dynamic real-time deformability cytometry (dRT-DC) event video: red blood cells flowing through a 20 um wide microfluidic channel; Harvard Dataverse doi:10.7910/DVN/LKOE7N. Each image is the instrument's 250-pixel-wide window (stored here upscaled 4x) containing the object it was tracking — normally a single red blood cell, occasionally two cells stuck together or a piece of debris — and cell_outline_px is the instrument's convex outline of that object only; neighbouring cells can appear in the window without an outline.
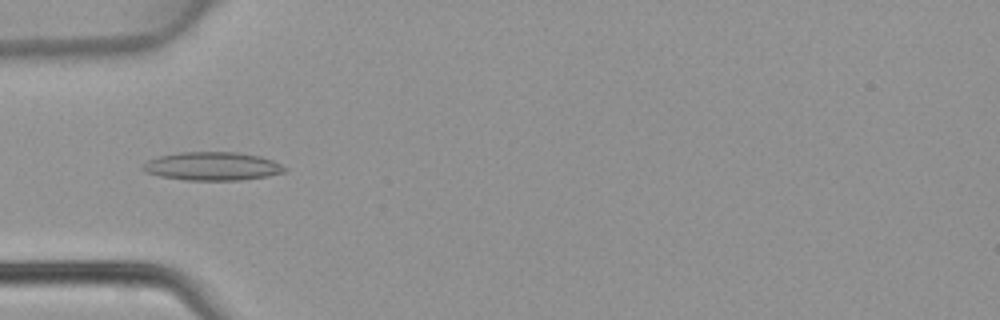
{"species": "common noctule bat (a hibernating species)", "species_latin": "Nyctalus noctula", "temperature_condition": "warm", "stored_images_in_passage": 33, "camera_frame_rate_fps": 3000, "um_per_image_px": 0.085, "animal": {"sex": "female", "body_mass_g": 22.7, "forearm_length_mm": 54.2}, "frame": {"image": 1, "passage_image": 8, "time_ms": 2.333, "image_size_px": [1000, 320], "cell_outline_px": [[288, 168], [284, 172], [268, 176], [240, 180], [184, 180], [160, 176], [144, 172], [140, 168], [148, 160], [160, 156], [180, 152], [236, 152], [260, 156], [272, 160]], "centroid_in_image_um": [18.04, 14.13], "position_along_channel_um": 67.0, "area_um2": 23.47}}
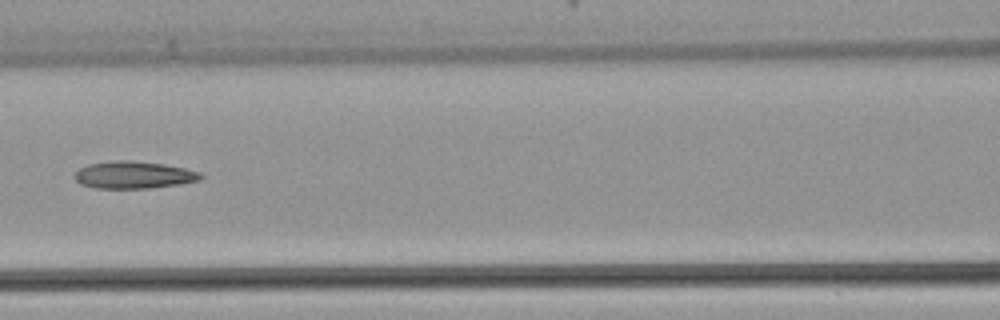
{"frame": {"image": 2, "passage_image": 14, "time_ms": 4.333, "image_size_px": [1000, 320], "cell_outline_px": [[204, 176], [200, 180], [180, 184], [152, 188], [96, 188], [80, 184], [76, 180], [76, 172], [80, 168], [88, 164], [116, 160], [132, 160], [160, 164], [184, 168], [200, 172]], "centroid_in_image_um": [11.38, 14.87], "position_along_channel_um": 155.2, "area_um2": 19.88}}
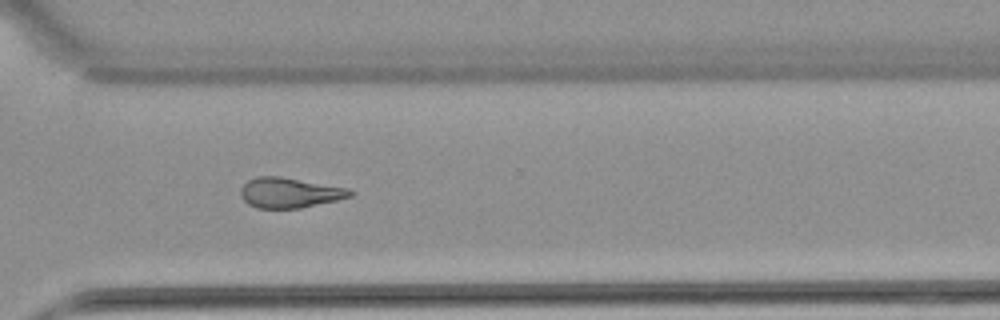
{"frame": {"image": 3, "passage_image": 27, "time_ms": 8.667, "image_size_px": [1000, 320], "cell_outline_px": [[352, 196], [336, 200], [300, 208], [256, 208], [248, 204], [240, 196], [240, 188], [248, 180], [256, 176], [280, 176], [348, 188], [352, 192]], "centroid_in_image_um": [24.56, 16.38], "position_along_channel_um": 346.0, "area_um2": 19.19}}